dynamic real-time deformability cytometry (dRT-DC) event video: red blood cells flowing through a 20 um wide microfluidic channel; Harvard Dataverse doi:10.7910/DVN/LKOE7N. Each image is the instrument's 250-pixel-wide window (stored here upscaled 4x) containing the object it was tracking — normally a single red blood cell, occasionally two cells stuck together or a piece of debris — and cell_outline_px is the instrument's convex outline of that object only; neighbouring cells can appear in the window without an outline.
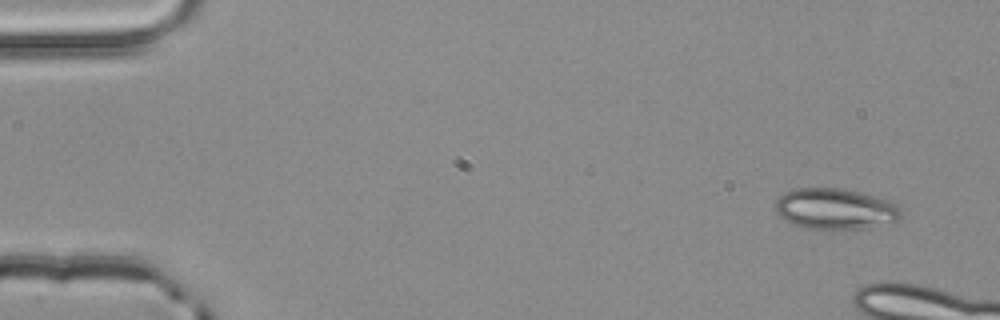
{"species": "common noctule bat (a hibernating species)", "species_latin": "Nyctalus noctula", "temperature_condition": "room temperature", "stored_images_in_passage": 4, "camera_frame_rate_fps": 3000, "um_per_image_px": 0.085, "animal": {"sex": "male", "body_mass_g": 20.4}, "frame": {"image": 1, "passage_image": 1, "time_ms": 0.0, "image_size_px": [1000, 320], "cell_outline_px": [[904, 216], [896, 220], [860, 228], [804, 228], [792, 224], [784, 220], [776, 212], [776, 200], [784, 192], [796, 188], [840, 188], [876, 196], [892, 200], [900, 208]], "centroid_in_image_um": [70.98, 17.73], "position_along_channel_um": 14.0, "area_um2": 29.71}}